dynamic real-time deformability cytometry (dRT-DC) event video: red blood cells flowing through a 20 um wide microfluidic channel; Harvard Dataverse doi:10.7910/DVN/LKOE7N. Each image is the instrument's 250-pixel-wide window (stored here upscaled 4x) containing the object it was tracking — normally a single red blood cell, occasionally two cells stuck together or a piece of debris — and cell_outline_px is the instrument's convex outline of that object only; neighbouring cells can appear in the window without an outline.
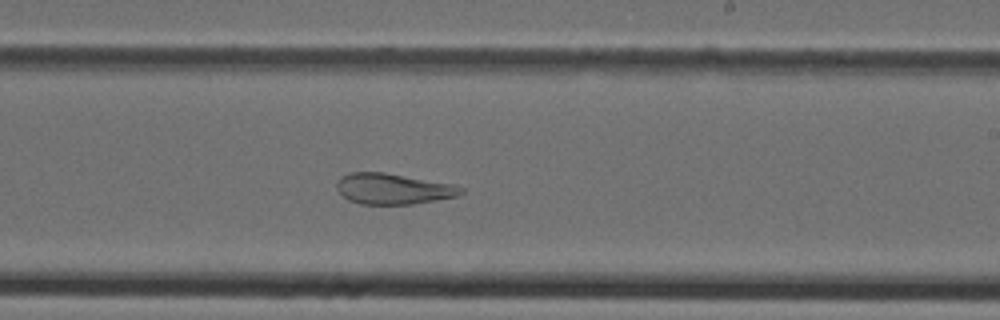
{"species": "Egyptian fruit bat (a non-hibernating species)", "species_latin": "Rousettus aegyptiacus", "temperature_condition": "cold", "stored_images_in_passage": 33, "camera_frame_rate_fps": 3000, "um_per_image_px": 0.085, "animal": {"sex": "female"}, "frame": {"image": 1, "passage_image": 19, "time_ms": 6.0, "image_size_px": [1000, 320], "cell_outline_px": [[464, 192], [456, 196], [412, 204], [360, 204], [348, 200], [336, 188], [336, 184], [340, 176], [348, 172], [384, 172], [452, 184], [464, 188]], "centroid_in_image_um": [33.37, 16.04], "position_along_channel_um": 255.6, "area_um2": 22.2}}
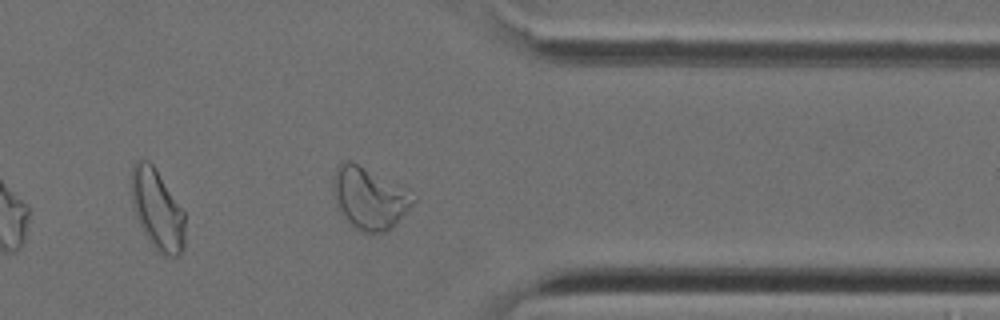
{"frame": {"image": 2, "passage_image": 28, "time_ms": 9.0, "image_size_px": [1000, 320], "cell_outline_px": [[416, 200], [384, 232], [364, 232], [352, 228], [348, 224], [340, 212], [336, 204], [332, 188], [332, 184], [336, 168], [344, 160], [352, 160], [404, 184], [416, 196]], "centroid_in_image_um": [31.38, 16.77], "position_along_channel_um": 380.0, "area_um2": 29.3}}